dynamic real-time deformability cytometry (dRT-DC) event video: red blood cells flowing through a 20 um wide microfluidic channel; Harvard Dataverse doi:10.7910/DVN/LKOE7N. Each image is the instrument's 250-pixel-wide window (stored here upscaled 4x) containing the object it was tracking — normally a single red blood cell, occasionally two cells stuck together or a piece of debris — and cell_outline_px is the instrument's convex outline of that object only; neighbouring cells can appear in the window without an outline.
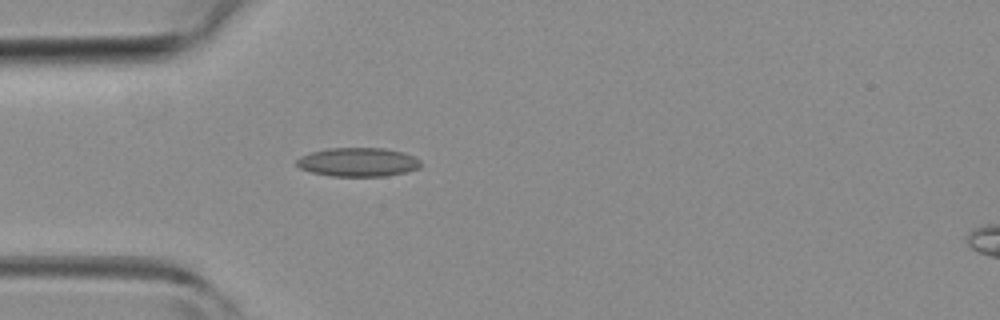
{"species": "common noctule bat (a hibernating species)", "species_latin": "Nyctalus noctula", "temperature_condition": "room temperature", "stored_images_in_passage": 5, "camera_frame_rate_fps": 3000, "um_per_image_px": 0.085, "animal": {"sex": "female", "body_mass_g": 19.3, "forearm_length_mm": 54.1}, "frame": {"image": 1, "passage_image": 5, "time_ms": 4.667, "image_size_px": [1000, 320], "cell_outline_px": [[420, 168], [404, 172], [384, 176], [332, 176], [312, 172], [300, 168], [296, 164], [296, 160], [300, 156], [312, 152], [328, 148], [384, 148], [404, 152], [420, 160]], "centroid_in_image_um": [30.42, 13.77], "position_along_channel_um": 54.6, "area_um2": 20.75}}